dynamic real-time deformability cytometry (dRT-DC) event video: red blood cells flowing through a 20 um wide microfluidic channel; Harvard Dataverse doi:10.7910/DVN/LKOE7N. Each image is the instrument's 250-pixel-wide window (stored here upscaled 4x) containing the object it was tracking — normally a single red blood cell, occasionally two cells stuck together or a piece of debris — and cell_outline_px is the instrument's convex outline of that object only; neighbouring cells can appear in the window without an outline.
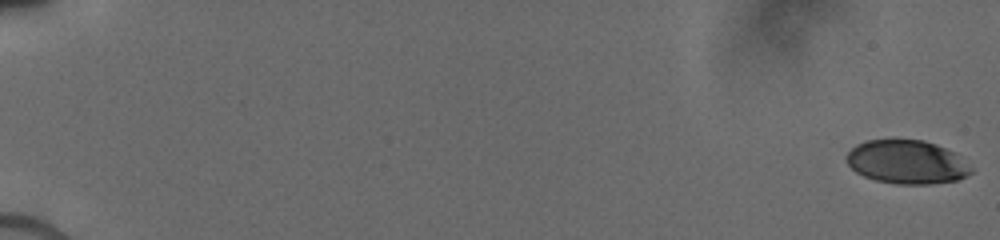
{"species": "human", "species_latin": "Homo sapiens", "temperature_condition": "cold", "stored_images_in_passage": 30, "camera_frame_rate_fps": 3000, "um_per_image_px": 0.085, "donor": {"sex": "male"}, "frame": {"image": 1, "passage_image": 1, "time_ms": 0.0, "image_size_px": [1000, 240], "cell_outline_px": [[972, 172], [968, 176], [956, 180], [932, 184], [896, 184], [876, 180], [864, 176], [856, 172], [848, 164], [844, 156], [856, 144], [868, 140], [924, 140], [936, 144], [952, 152], [972, 168]], "centroid_in_image_um": [77.05, 13.78], "position_along_channel_um": 8.0, "area_um2": 31.5}}
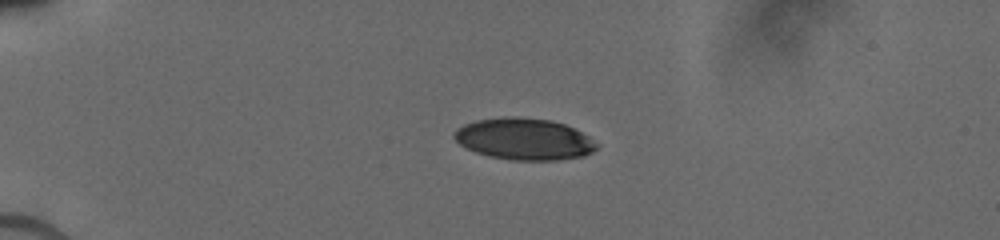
{"frame": {"image": 2, "passage_image": 22, "time_ms": 4.667, "image_size_px": [1000, 240], "cell_outline_px": [[600, 144], [592, 152], [584, 156], [556, 160], [512, 160], [488, 156], [476, 152], [460, 144], [452, 136], [456, 128], [464, 124], [476, 120], [504, 116], [512, 116], [548, 120], [564, 124], [588, 136]], "centroid_in_image_um": [44.54, 11.82], "position_along_channel_um": 40.5, "area_um2": 34.51}}